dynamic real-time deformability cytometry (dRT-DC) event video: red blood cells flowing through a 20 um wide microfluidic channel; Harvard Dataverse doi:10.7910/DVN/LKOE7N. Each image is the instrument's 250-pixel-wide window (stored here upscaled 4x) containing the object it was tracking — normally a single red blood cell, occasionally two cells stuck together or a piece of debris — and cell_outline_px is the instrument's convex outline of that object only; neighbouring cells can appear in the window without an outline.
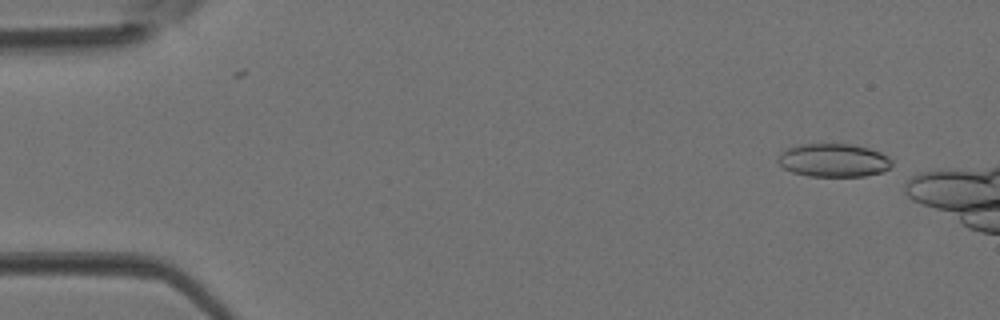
{"species": "Egyptian fruit bat (a non-hibernating species)", "species_latin": "Rousettus aegyptiacus", "temperature_condition": "room temperature", "stored_images_in_passage": 3, "camera_frame_rate_fps": 3000, "um_per_image_px": 0.085, "animal": {"sex": "female"}, "frame": {"image": 1, "passage_image": 1, "time_ms": 0.0, "image_size_px": [1000, 320], "cell_outline_px": [[892, 164], [884, 172], [864, 176], [808, 176], [792, 172], [784, 168], [776, 160], [780, 152], [788, 148], [800, 144], [856, 144], [880, 152], [888, 156], [892, 160]], "centroid_in_image_um": [70.85, 13.62], "position_along_channel_um": 14.1, "area_um2": 22.25}}